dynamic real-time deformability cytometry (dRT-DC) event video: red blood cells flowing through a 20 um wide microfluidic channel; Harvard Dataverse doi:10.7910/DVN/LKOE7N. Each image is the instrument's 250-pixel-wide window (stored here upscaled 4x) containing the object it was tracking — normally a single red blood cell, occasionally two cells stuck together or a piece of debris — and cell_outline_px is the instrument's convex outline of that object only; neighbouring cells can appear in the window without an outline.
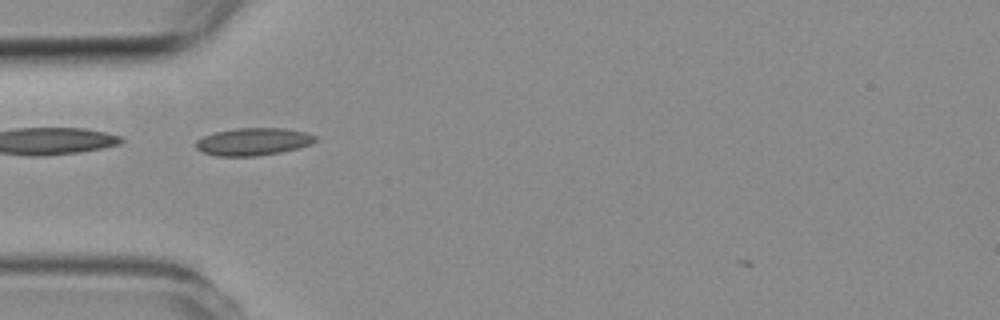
{"species": "common noctule bat (a hibernating species)", "species_latin": "Nyctalus noctula", "temperature_condition": "room temperature", "stored_images_in_passage": 3, "camera_frame_rate_fps": 3000, "um_per_image_px": 0.085, "animal": {"sex": "female", "body_mass_g": 19.3, "forearm_length_mm": 54.1}, "frame": {"image": 1, "passage_image": 1, "time_ms": 0.0, "image_size_px": [1000, 320], "cell_outline_px": [[316, 140], [308, 144], [296, 148], [280, 152], [256, 156], [216, 156], [200, 152], [196, 148], [196, 140], [204, 136], [216, 132], [236, 128], [284, 128], [304, 132], [316, 136]], "centroid_in_image_um": [21.46, 12.04], "position_along_channel_um": 63.5, "area_um2": 18.96}}
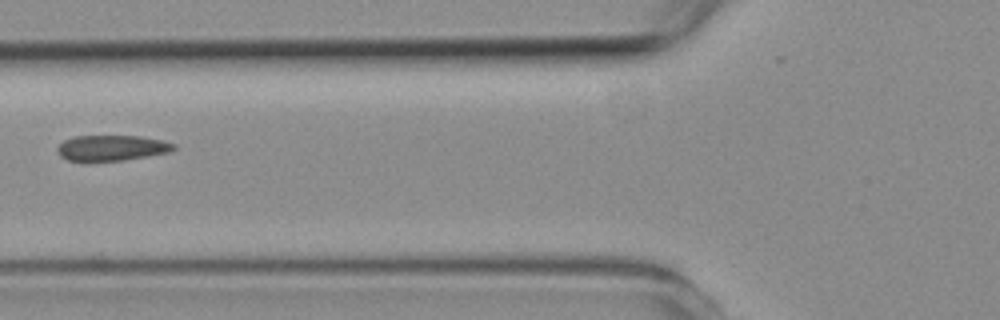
{"frame": {"image": 2, "passage_image": 2, "time_ms": 1.333, "image_size_px": [1000, 320], "cell_outline_px": [[176, 148], [168, 152], [124, 160], [88, 164], [84, 164], [68, 160], [60, 156], [56, 148], [64, 140], [72, 136], [140, 136], [160, 140], [176, 144]], "centroid_in_image_um": [9.4, 12.61], "position_along_channel_um": 116.4, "area_um2": 17.92}}
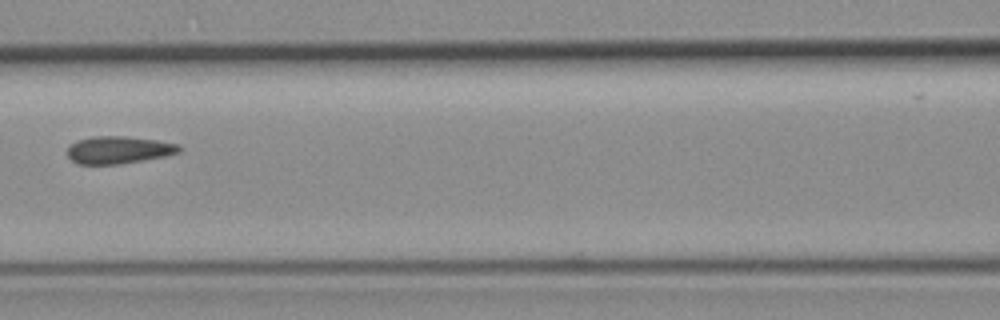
{"frame": {"image": 3, "passage_image": 3, "time_ms": 2.333, "image_size_px": [1000, 320], "cell_outline_px": [[184, 148], [180, 152], [168, 156], [120, 164], [76, 164], [68, 156], [68, 148], [72, 144], [80, 140], [92, 136], [124, 136], [156, 140], [176, 144]], "centroid_in_image_um": [10.13, 12.75], "position_along_channel_um": 156.5, "area_um2": 17.86}}